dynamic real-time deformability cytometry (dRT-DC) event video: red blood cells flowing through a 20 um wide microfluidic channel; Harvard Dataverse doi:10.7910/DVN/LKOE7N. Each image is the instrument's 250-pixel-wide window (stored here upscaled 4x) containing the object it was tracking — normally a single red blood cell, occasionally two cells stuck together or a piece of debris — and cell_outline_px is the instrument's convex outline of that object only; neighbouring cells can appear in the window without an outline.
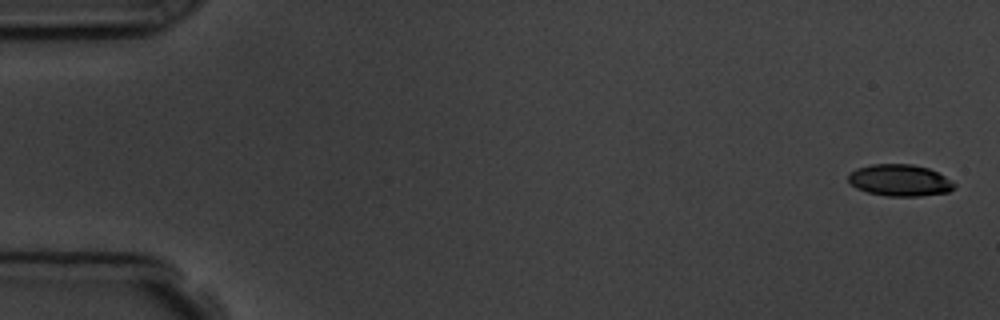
{"species": "common noctule bat (a hibernating species)", "species_latin": "Nyctalus noctula", "temperature_condition": "room temperature", "stored_images_in_passage": 6, "camera_frame_rate_fps": 3000, "um_per_image_px": 0.085, "animal": {"sex": "male", "body_mass_g": 19.5, "forearm_length_mm": 54.6}, "frame": {"image": 1, "passage_image": 1, "time_ms": 0.0, "image_size_px": [1000, 320], "cell_outline_px": [[956, 188], [948, 192], [920, 196], [888, 196], [868, 192], [856, 188], [848, 180], [848, 176], [856, 168], [872, 164], [912, 164], [928, 168], [944, 176], [956, 184]], "centroid_in_image_um": [76.49, 15.32], "position_along_channel_um": 8.5, "area_um2": 19.48}}
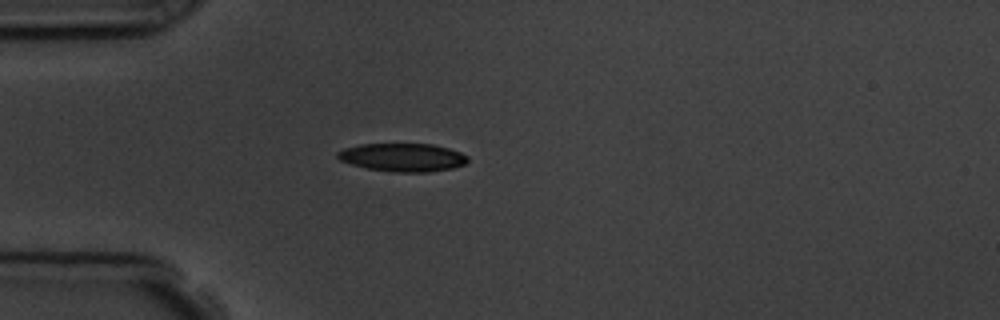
{"frame": {"image": 2, "passage_image": 5, "time_ms": 4.667, "image_size_px": [1000, 320], "cell_outline_px": [[468, 160], [464, 164], [452, 168], [428, 172], [392, 172], [368, 168], [352, 164], [340, 160], [336, 156], [336, 152], [344, 148], [360, 144], [432, 144], [448, 148], [460, 152], [468, 156]], "centroid_in_image_um": [34.22, 13.37], "position_along_channel_um": 50.8, "area_um2": 21.33}}